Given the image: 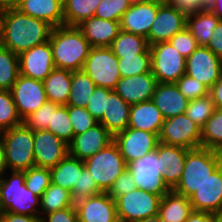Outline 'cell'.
Instances as JSON below:
<instances>
[{"label": "cell", "mask_w": 222, "mask_h": 222, "mask_svg": "<svg viewBox=\"0 0 222 222\" xmlns=\"http://www.w3.org/2000/svg\"><path fill=\"white\" fill-rule=\"evenodd\" d=\"M52 26L47 22L8 8L0 45L20 53L49 41Z\"/></svg>", "instance_id": "1"}, {"label": "cell", "mask_w": 222, "mask_h": 222, "mask_svg": "<svg viewBox=\"0 0 222 222\" xmlns=\"http://www.w3.org/2000/svg\"><path fill=\"white\" fill-rule=\"evenodd\" d=\"M49 42L55 68L72 72L82 70L92 48L77 26L52 28Z\"/></svg>", "instance_id": "2"}, {"label": "cell", "mask_w": 222, "mask_h": 222, "mask_svg": "<svg viewBox=\"0 0 222 222\" xmlns=\"http://www.w3.org/2000/svg\"><path fill=\"white\" fill-rule=\"evenodd\" d=\"M39 209L40 198L27 189L24 171L7 170L0 178V212L40 216Z\"/></svg>", "instance_id": "3"}, {"label": "cell", "mask_w": 222, "mask_h": 222, "mask_svg": "<svg viewBox=\"0 0 222 222\" xmlns=\"http://www.w3.org/2000/svg\"><path fill=\"white\" fill-rule=\"evenodd\" d=\"M219 166L216 150L203 147L188 150L182 177L173 190L189 198Z\"/></svg>", "instance_id": "4"}, {"label": "cell", "mask_w": 222, "mask_h": 222, "mask_svg": "<svg viewBox=\"0 0 222 222\" xmlns=\"http://www.w3.org/2000/svg\"><path fill=\"white\" fill-rule=\"evenodd\" d=\"M5 164L9 171H25L35 166L33 130L24 123L2 132Z\"/></svg>", "instance_id": "5"}, {"label": "cell", "mask_w": 222, "mask_h": 222, "mask_svg": "<svg viewBox=\"0 0 222 222\" xmlns=\"http://www.w3.org/2000/svg\"><path fill=\"white\" fill-rule=\"evenodd\" d=\"M84 164L102 192H108L115 180L128 168L114 141L84 160Z\"/></svg>", "instance_id": "6"}, {"label": "cell", "mask_w": 222, "mask_h": 222, "mask_svg": "<svg viewBox=\"0 0 222 222\" xmlns=\"http://www.w3.org/2000/svg\"><path fill=\"white\" fill-rule=\"evenodd\" d=\"M82 70L98 87L114 90L121 79L118 57L110 47H92Z\"/></svg>", "instance_id": "7"}, {"label": "cell", "mask_w": 222, "mask_h": 222, "mask_svg": "<svg viewBox=\"0 0 222 222\" xmlns=\"http://www.w3.org/2000/svg\"><path fill=\"white\" fill-rule=\"evenodd\" d=\"M151 72L158 83H176L185 74L186 58L169 42L150 46Z\"/></svg>", "instance_id": "8"}, {"label": "cell", "mask_w": 222, "mask_h": 222, "mask_svg": "<svg viewBox=\"0 0 222 222\" xmlns=\"http://www.w3.org/2000/svg\"><path fill=\"white\" fill-rule=\"evenodd\" d=\"M162 197L136 188L115 199L119 222H135L158 215Z\"/></svg>", "instance_id": "9"}, {"label": "cell", "mask_w": 222, "mask_h": 222, "mask_svg": "<svg viewBox=\"0 0 222 222\" xmlns=\"http://www.w3.org/2000/svg\"><path fill=\"white\" fill-rule=\"evenodd\" d=\"M128 169L134 176L136 188L161 197L170 191L163 181L162 172L164 166L160 158H158L156 150L144 155L141 159L131 162L128 165Z\"/></svg>", "instance_id": "10"}, {"label": "cell", "mask_w": 222, "mask_h": 222, "mask_svg": "<svg viewBox=\"0 0 222 222\" xmlns=\"http://www.w3.org/2000/svg\"><path fill=\"white\" fill-rule=\"evenodd\" d=\"M159 142L188 150L201 147V128L185 113L165 119L159 133Z\"/></svg>", "instance_id": "11"}, {"label": "cell", "mask_w": 222, "mask_h": 222, "mask_svg": "<svg viewBox=\"0 0 222 222\" xmlns=\"http://www.w3.org/2000/svg\"><path fill=\"white\" fill-rule=\"evenodd\" d=\"M121 155L127 165L144 155L154 152L159 144V135L127 127L113 136Z\"/></svg>", "instance_id": "12"}, {"label": "cell", "mask_w": 222, "mask_h": 222, "mask_svg": "<svg viewBox=\"0 0 222 222\" xmlns=\"http://www.w3.org/2000/svg\"><path fill=\"white\" fill-rule=\"evenodd\" d=\"M10 91L22 121L47 101L43 81L28 78L21 74L18 75Z\"/></svg>", "instance_id": "13"}, {"label": "cell", "mask_w": 222, "mask_h": 222, "mask_svg": "<svg viewBox=\"0 0 222 222\" xmlns=\"http://www.w3.org/2000/svg\"><path fill=\"white\" fill-rule=\"evenodd\" d=\"M185 74L197 79L210 89L222 74V60L206 46H198L186 58Z\"/></svg>", "instance_id": "14"}, {"label": "cell", "mask_w": 222, "mask_h": 222, "mask_svg": "<svg viewBox=\"0 0 222 222\" xmlns=\"http://www.w3.org/2000/svg\"><path fill=\"white\" fill-rule=\"evenodd\" d=\"M34 161L36 167H55L69 154L68 144L51 131H33Z\"/></svg>", "instance_id": "15"}, {"label": "cell", "mask_w": 222, "mask_h": 222, "mask_svg": "<svg viewBox=\"0 0 222 222\" xmlns=\"http://www.w3.org/2000/svg\"><path fill=\"white\" fill-rule=\"evenodd\" d=\"M187 25V18L170 3H162L152 23L147 41L149 46L169 41Z\"/></svg>", "instance_id": "16"}, {"label": "cell", "mask_w": 222, "mask_h": 222, "mask_svg": "<svg viewBox=\"0 0 222 222\" xmlns=\"http://www.w3.org/2000/svg\"><path fill=\"white\" fill-rule=\"evenodd\" d=\"M161 4L156 1L134 0L120 18V30L147 38Z\"/></svg>", "instance_id": "17"}, {"label": "cell", "mask_w": 222, "mask_h": 222, "mask_svg": "<svg viewBox=\"0 0 222 222\" xmlns=\"http://www.w3.org/2000/svg\"><path fill=\"white\" fill-rule=\"evenodd\" d=\"M19 74L43 81L55 68L49 41L34 46L18 55Z\"/></svg>", "instance_id": "18"}, {"label": "cell", "mask_w": 222, "mask_h": 222, "mask_svg": "<svg viewBox=\"0 0 222 222\" xmlns=\"http://www.w3.org/2000/svg\"><path fill=\"white\" fill-rule=\"evenodd\" d=\"M112 142L113 135L98 122L90 129L73 137L68 144L69 155L84 161Z\"/></svg>", "instance_id": "19"}, {"label": "cell", "mask_w": 222, "mask_h": 222, "mask_svg": "<svg viewBox=\"0 0 222 222\" xmlns=\"http://www.w3.org/2000/svg\"><path fill=\"white\" fill-rule=\"evenodd\" d=\"M74 205L78 222H119L115 200L107 192L88 197Z\"/></svg>", "instance_id": "20"}, {"label": "cell", "mask_w": 222, "mask_h": 222, "mask_svg": "<svg viewBox=\"0 0 222 222\" xmlns=\"http://www.w3.org/2000/svg\"><path fill=\"white\" fill-rule=\"evenodd\" d=\"M158 84L152 72L121 77L114 91L128 104L151 100Z\"/></svg>", "instance_id": "21"}, {"label": "cell", "mask_w": 222, "mask_h": 222, "mask_svg": "<svg viewBox=\"0 0 222 222\" xmlns=\"http://www.w3.org/2000/svg\"><path fill=\"white\" fill-rule=\"evenodd\" d=\"M194 211L216 213L222 210V166L220 165L190 197Z\"/></svg>", "instance_id": "22"}, {"label": "cell", "mask_w": 222, "mask_h": 222, "mask_svg": "<svg viewBox=\"0 0 222 222\" xmlns=\"http://www.w3.org/2000/svg\"><path fill=\"white\" fill-rule=\"evenodd\" d=\"M187 151L186 148L162 142L157 146L156 154L164 166L162 178L170 190L176 187L182 177Z\"/></svg>", "instance_id": "23"}, {"label": "cell", "mask_w": 222, "mask_h": 222, "mask_svg": "<svg viewBox=\"0 0 222 222\" xmlns=\"http://www.w3.org/2000/svg\"><path fill=\"white\" fill-rule=\"evenodd\" d=\"M151 100L165 119L184 114L189 102L175 83H158Z\"/></svg>", "instance_id": "24"}, {"label": "cell", "mask_w": 222, "mask_h": 222, "mask_svg": "<svg viewBox=\"0 0 222 222\" xmlns=\"http://www.w3.org/2000/svg\"><path fill=\"white\" fill-rule=\"evenodd\" d=\"M92 47H110L120 31L118 21L100 19L95 16L77 26Z\"/></svg>", "instance_id": "25"}, {"label": "cell", "mask_w": 222, "mask_h": 222, "mask_svg": "<svg viewBox=\"0 0 222 222\" xmlns=\"http://www.w3.org/2000/svg\"><path fill=\"white\" fill-rule=\"evenodd\" d=\"M16 9L47 22L53 28L64 25L63 0H23Z\"/></svg>", "instance_id": "26"}, {"label": "cell", "mask_w": 222, "mask_h": 222, "mask_svg": "<svg viewBox=\"0 0 222 222\" xmlns=\"http://www.w3.org/2000/svg\"><path fill=\"white\" fill-rule=\"evenodd\" d=\"M165 118L152 100L133 104L129 113V128L159 135Z\"/></svg>", "instance_id": "27"}, {"label": "cell", "mask_w": 222, "mask_h": 222, "mask_svg": "<svg viewBox=\"0 0 222 222\" xmlns=\"http://www.w3.org/2000/svg\"><path fill=\"white\" fill-rule=\"evenodd\" d=\"M130 107V104L126 103L114 90H111L107 98L106 110L99 123L115 136L128 127Z\"/></svg>", "instance_id": "28"}, {"label": "cell", "mask_w": 222, "mask_h": 222, "mask_svg": "<svg viewBox=\"0 0 222 222\" xmlns=\"http://www.w3.org/2000/svg\"><path fill=\"white\" fill-rule=\"evenodd\" d=\"M192 212L189 198L170 190L162 196L158 215L163 222H186Z\"/></svg>", "instance_id": "29"}, {"label": "cell", "mask_w": 222, "mask_h": 222, "mask_svg": "<svg viewBox=\"0 0 222 222\" xmlns=\"http://www.w3.org/2000/svg\"><path fill=\"white\" fill-rule=\"evenodd\" d=\"M71 82L72 71L54 68L43 80L47 101L67 105Z\"/></svg>", "instance_id": "30"}, {"label": "cell", "mask_w": 222, "mask_h": 222, "mask_svg": "<svg viewBox=\"0 0 222 222\" xmlns=\"http://www.w3.org/2000/svg\"><path fill=\"white\" fill-rule=\"evenodd\" d=\"M84 168L85 164L83 160L68 154L55 167L50 168L51 183L72 192Z\"/></svg>", "instance_id": "31"}, {"label": "cell", "mask_w": 222, "mask_h": 222, "mask_svg": "<svg viewBox=\"0 0 222 222\" xmlns=\"http://www.w3.org/2000/svg\"><path fill=\"white\" fill-rule=\"evenodd\" d=\"M220 21L221 19L205 7L196 14L187 17L186 27L197 40L199 46H207L214 29Z\"/></svg>", "instance_id": "32"}, {"label": "cell", "mask_w": 222, "mask_h": 222, "mask_svg": "<svg viewBox=\"0 0 222 222\" xmlns=\"http://www.w3.org/2000/svg\"><path fill=\"white\" fill-rule=\"evenodd\" d=\"M110 49L118 58L150 53L147 38L122 30L119 31L117 37L111 43Z\"/></svg>", "instance_id": "33"}, {"label": "cell", "mask_w": 222, "mask_h": 222, "mask_svg": "<svg viewBox=\"0 0 222 222\" xmlns=\"http://www.w3.org/2000/svg\"><path fill=\"white\" fill-rule=\"evenodd\" d=\"M96 85L83 70L72 72L71 90L67 106L86 108Z\"/></svg>", "instance_id": "34"}, {"label": "cell", "mask_w": 222, "mask_h": 222, "mask_svg": "<svg viewBox=\"0 0 222 222\" xmlns=\"http://www.w3.org/2000/svg\"><path fill=\"white\" fill-rule=\"evenodd\" d=\"M101 0H63L64 25L78 26L94 16Z\"/></svg>", "instance_id": "35"}, {"label": "cell", "mask_w": 222, "mask_h": 222, "mask_svg": "<svg viewBox=\"0 0 222 222\" xmlns=\"http://www.w3.org/2000/svg\"><path fill=\"white\" fill-rule=\"evenodd\" d=\"M75 207L71 192L51 183L40 198V218L50 212Z\"/></svg>", "instance_id": "36"}, {"label": "cell", "mask_w": 222, "mask_h": 222, "mask_svg": "<svg viewBox=\"0 0 222 222\" xmlns=\"http://www.w3.org/2000/svg\"><path fill=\"white\" fill-rule=\"evenodd\" d=\"M19 75V57L0 45V90H11Z\"/></svg>", "instance_id": "37"}, {"label": "cell", "mask_w": 222, "mask_h": 222, "mask_svg": "<svg viewBox=\"0 0 222 222\" xmlns=\"http://www.w3.org/2000/svg\"><path fill=\"white\" fill-rule=\"evenodd\" d=\"M47 130L67 144L73 140L74 130L69 118L67 105H59L56 109H51V118Z\"/></svg>", "instance_id": "38"}, {"label": "cell", "mask_w": 222, "mask_h": 222, "mask_svg": "<svg viewBox=\"0 0 222 222\" xmlns=\"http://www.w3.org/2000/svg\"><path fill=\"white\" fill-rule=\"evenodd\" d=\"M222 145V110L215 109L201 128V147L216 150Z\"/></svg>", "instance_id": "39"}, {"label": "cell", "mask_w": 222, "mask_h": 222, "mask_svg": "<svg viewBox=\"0 0 222 222\" xmlns=\"http://www.w3.org/2000/svg\"><path fill=\"white\" fill-rule=\"evenodd\" d=\"M216 107L210 94L189 100L185 114L200 128L212 116Z\"/></svg>", "instance_id": "40"}, {"label": "cell", "mask_w": 222, "mask_h": 222, "mask_svg": "<svg viewBox=\"0 0 222 222\" xmlns=\"http://www.w3.org/2000/svg\"><path fill=\"white\" fill-rule=\"evenodd\" d=\"M23 123L19 117L11 91L0 90V130L11 129Z\"/></svg>", "instance_id": "41"}, {"label": "cell", "mask_w": 222, "mask_h": 222, "mask_svg": "<svg viewBox=\"0 0 222 222\" xmlns=\"http://www.w3.org/2000/svg\"><path fill=\"white\" fill-rule=\"evenodd\" d=\"M121 77H131L151 71V53L118 58Z\"/></svg>", "instance_id": "42"}, {"label": "cell", "mask_w": 222, "mask_h": 222, "mask_svg": "<svg viewBox=\"0 0 222 222\" xmlns=\"http://www.w3.org/2000/svg\"><path fill=\"white\" fill-rule=\"evenodd\" d=\"M24 176L27 189L39 198L51 184V171L49 168L34 166L25 170Z\"/></svg>", "instance_id": "43"}, {"label": "cell", "mask_w": 222, "mask_h": 222, "mask_svg": "<svg viewBox=\"0 0 222 222\" xmlns=\"http://www.w3.org/2000/svg\"><path fill=\"white\" fill-rule=\"evenodd\" d=\"M134 0H101L94 16L110 21H120L122 15L129 9Z\"/></svg>", "instance_id": "44"}, {"label": "cell", "mask_w": 222, "mask_h": 222, "mask_svg": "<svg viewBox=\"0 0 222 222\" xmlns=\"http://www.w3.org/2000/svg\"><path fill=\"white\" fill-rule=\"evenodd\" d=\"M100 193H102V191L98 188L95 179L92 178L89 170L85 167L71 192L73 203L75 204Z\"/></svg>", "instance_id": "45"}, {"label": "cell", "mask_w": 222, "mask_h": 222, "mask_svg": "<svg viewBox=\"0 0 222 222\" xmlns=\"http://www.w3.org/2000/svg\"><path fill=\"white\" fill-rule=\"evenodd\" d=\"M57 103L46 101L37 111L27 116L23 123L33 131L47 130L51 118V109H56Z\"/></svg>", "instance_id": "46"}, {"label": "cell", "mask_w": 222, "mask_h": 222, "mask_svg": "<svg viewBox=\"0 0 222 222\" xmlns=\"http://www.w3.org/2000/svg\"><path fill=\"white\" fill-rule=\"evenodd\" d=\"M68 114L74 130V136L85 132L98 123L86 108L68 106Z\"/></svg>", "instance_id": "47"}, {"label": "cell", "mask_w": 222, "mask_h": 222, "mask_svg": "<svg viewBox=\"0 0 222 222\" xmlns=\"http://www.w3.org/2000/svg\"><path fill=\"white\" fill-rule=\"evenodd\" d=\"M175 84L188 100L197 99L209 94V88L205 84L187 74L181 76Z\"/></svg>", "instance_id": "48"}, {"label": "cell", "mask_w": 222, "mask_h": 222, "mask_svg": "<svg viewBox=\"0 0 222 222\" xmlns=\"http://www.w3.org/2000/svg\"><path fill=\"white\" fill-rule=\"evenodd\" d=\"M169 42L185 58L189 57L199 46L197 40L187 27L177 32Z\"/></svg>", "instance_id": "49"}, {"label": "cell", "mask_w": 222, "mask_h": 222, "mask_svg": "<svg viewBox=\"0 0 222 222\" xmlns=\"http://www.w3.org/2000/svg\"><path fill=\"white\" fill-rule=\"evenodd\" d=\"M110 91V89L96 86L86 107L98 122L102 119L106 110L107 98Z\"/></svg>", "instance_id": "50"}, {"label": "cell", "mask_w": 222, "mask_h": 222, "mask_svg": "<svg viewBox=\"0 0 222 222\" xmlns=\"http://www.w3.org/2000/svg\"><path fill=\"white\" fill-rule=\"evenodd\" d=\"M136 189L134 176L127 168L114 182L107 192L114 200Z\"/></svg>", "instance_id": "51"}, {"label": "cell", "mask_w": 222, "mask_h": 222, "mask_svg": "<svg viewBox=\"0 0 222 222\" xmlns=\"http://www.w3.org/2000/svg\"><path fill=\"white\" fill-rule=\"evenodd\" d=\"M209 0H170L169 3L178 9L186 18L203 10Z\"/></svg>", "instance_id": "52"}, {"label": "cell", "mask_w": 222, "mask_h": 222, "mask_svg": "<svg viewBox=\"0 0 222 222\" xmlns=\"http://www.w3.org/2000/svg\"><path fill=\"white\" fill-rule=\"evenodd\" d=\"M40 222H78L75 207H68L43 215Z\"/></svg>", "instance_id": "53"}, {"label": "cell", "mask_w": 222, "mask_h": 222, "mask_svg": "<svg viewBox=\"0 0 222 222\" xmlns=\"http://www.w3.org/2000/svg\"><path fill=\"white\" fill-rule=\"evenodd\" d=\"M206 47L222 60V20L214 29L211 39Z\"/></svg>", "instance_id": "54"}, {"label": "cell", "mask_w": 222, "mask_h": 222, "mask_svg": "<svg viewBox=\"0 0 222 222\" xmlns=\"http://www.w3.org/2000/svg\"><path fill=\"white\" fill-rule=\"evenodd\" d=\"M2 222H40V216H31L26 214H15L11 212H0Z\"/></svg>", "instance_id": "55"}, {"label": "cell", "mask_w": 222, "mask_h": 222, "mask_svg": "<svg viewBox=\"0 0 222 222\" xmlns=\"http://www.w3.org/2000/svg\"><path fill=\"white\" fill-rule=\"evenodd\" d=\"M209 94L217 109L222 110V74L219 80L209 89Z\"/></svg>", "instance_id": "56"}, {"label": "cell", "mask_w": 222, "mask_h": 222, "mask_svg": "<svg viewBox=\"0 0 222 222\" xmlns=\"http://www.w3.org/2000/svg\"><path fill=\"white\" fill-rule=\"evenodd\" d=\"M186 222H214V215L208 212L193 210Z\"/></svg>", "instance_id": "57"}, {"label": "cell", "mask_w": 222, "mask_h": 222, "mask_svg": "<svg viewBox=\"0 0 222 222\" xmlns=\"http://www.w3.org/2000/svg\"><path fill=\"white\" fill-rule=\"evenodd\" d=\"M206 7L222 20V0H209Z\"/></svg>", "instance_id": "58"}, {"label": "cell", "mask_w": 222, "mask_h": 222, "mask_svg": "<svg viewBox=\"0 0 222 222\" xmlns=\"http://www.w3.org/2000/svg\"><path fill=\"white\" fill-rule=\"evenodd\" d=\"M8 8L0 5V40L3 36L5 17L7 14Z\"/></svg>", "instance_id": "59"}, {"label": "cell", "mask_w": 222, "mask_h": 222, "mask_svg": "<svg viewBox=\"0 0 222 222\" xmlns=\"http://www.w3.org/2000/svg\"><path fill=\"white\" fill-rule=\"evenodd\" d=\"M7 171V167L5 164V157H4V149L3 145L0 142V178L3 176V174Z\"/></svg>", "instance_id": "60"}, {"label": "cell", "mask_w": 222, "mask_h": 222, "mask_svg": "<svg viewBox=\"0 0 222 222\" xmlns=\"http://www.w3.org/2000/svg\"><path fill=\"white\" fill-rule=\"evenodd\" d=\"M23 0H0V5L7 8H16Z\"/></svg>", "instance_id": "61"}, {"label": "cell", "mask_w": 222, "mask_h": 222, "mask_svg": "<svg viewBox=\"0 0 222 222\" xmlns=\"http://www.w3.org/2000/svg\"><path fill=\"white\" fill-rule=\"evenodd\" d=\"M135 222H163V221L159 215H155Z\"/></svg>", "instance_id": "62"}, {"label": "cell", "mask_w": 222, "mask_h": 222, "mask_svg": "<svg viewBox=\"0 0 222 222\" xmlns=\"http://www.w3.org/2000/svg\"><path fill=\"white\" fill-rule=\"evenodd\" d=\"M214 215V222H222V210L216 212Z\"/></svg>", "instance_id": "63"}, {"label": "cell", "mask_w": 222, "mask_h": 222, "mask_svg": "<svg viewBox=\"0 0 222 222\" xmlns=\"http://www.w3.org/2000/svg\"><path fill=\"white\" fill-rule=\"evenodd\" d=\"M216 152L218 155L219 163L222 166V145L216 149Z\"/></svg>", "instance_id": "64"}, {"label": "cell", "mask_w": 222, "mask_h": 222, "mask_svg": "<svg viewBox=\"0 0 222 222\" xmlns=\"http://www.w3.org/2000/svg\"><path fill=\"white\" fill-rule=\"evenodd\" d=\"M145 1H156L159 3H169L170 0H145Z\"/></svg>", "instance_id": "65"}, {"label": "cell", "mask_w": 222, "mask_h": 222, "mask_svg": "<svg viewBox=\"0 0 222 222\" xmlns=\"http://www.w3.org/2000/svg\"><path fill=\"white\" fill-rule=\"evenodd\" d=\"M1 139H2V131L0 130V142H1Z\"/></svg>", "instance_id": "66"}]
</instances>
